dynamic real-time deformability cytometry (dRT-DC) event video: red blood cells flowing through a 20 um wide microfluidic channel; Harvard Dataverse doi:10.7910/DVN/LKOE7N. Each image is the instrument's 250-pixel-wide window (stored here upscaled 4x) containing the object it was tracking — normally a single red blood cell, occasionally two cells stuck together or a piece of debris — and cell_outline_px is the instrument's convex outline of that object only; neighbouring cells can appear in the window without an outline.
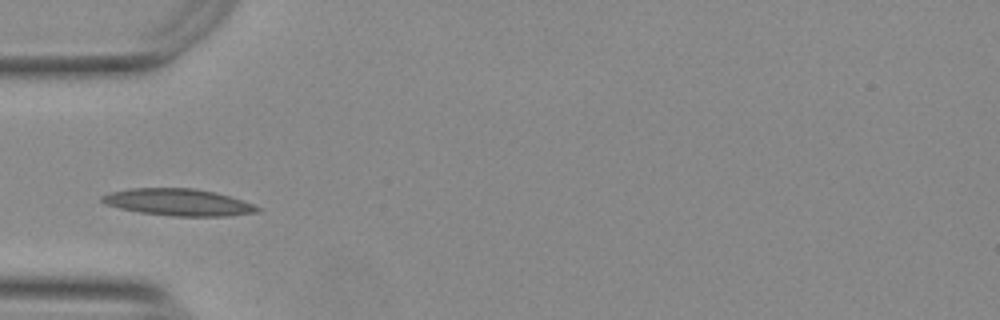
{"species": "Egyptian fruit bat (a non-hibernating species)", "species_latin": "Rousettus aegyptiacus", "temperature_condition": "warm", "stored_images_in_passage": 32, "camera_frame_rate_fps": 3000, "um_per_image_px": 0.085, "animal": {"sex": "female"}, "frame": {"image": 1, "passage_image": 1, "time_ms": 0.0, "image_size_px": [1000, 320], "cell_outline_px": [[264, 208], [260, 212], [228, 216], [172, 216], [136, 212], [104, 204], [100, 200], [100, 196], [108, 192], [128, 188], [192, 188], [216, 192]], "centroid_in_image_um": [15.12, 17.19], "position_along_channel_um": 69.9, "area_um2": 24.62}}
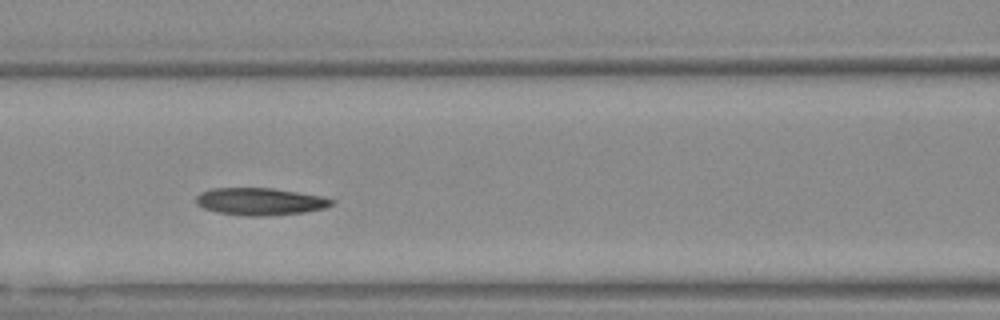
{"frame": {"image": 2, "passage_image": 7, "time_ms": 2.0, "image_size_px": [1000, 320], "cell_outline_px": [[336, 204], [324, 208], [304, 212], [264, 216], [244, 216], [220, 212], [204, 208], [196, 204], [196, 196], [200, 192], [212, 188], [272, 188], [320, 196], [336, 200]], "centroid_in_image_um": [22.11, 17.12], "position_along_channel_um": 144.5, "area_um2": 21.5}}
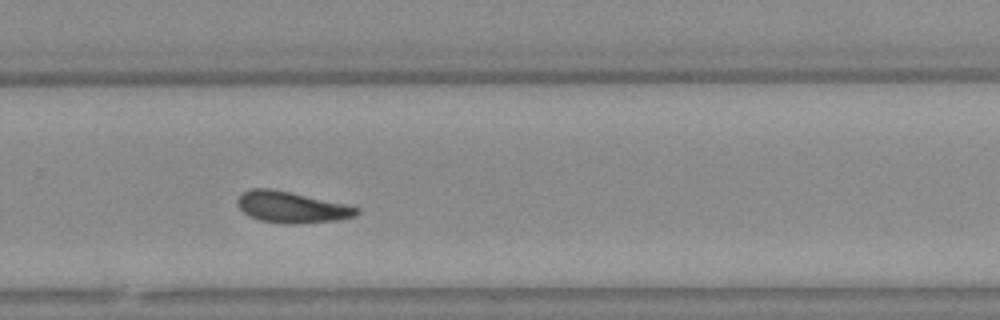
{"frame": {"image": 3, "passage_image": 20, "time_ms": 6.333, "image_size_px": [1000, 320], "cell_outline_px": [[360, 212], [356, 216], [340, 220], [296, 224], [280, 224], [260, 220], [248, 216], [236, 204], [236, 200], [240, 192], [252, 188], [268, 188], [348, 204], [360, 208]], "centroid_in_image_um": [24.79, 17.62], "position_along_channel_um": 305.0, "area_um2": 22.02}, "authors_computed_cell_mechanics": {"area_um2": 21.386, "velocity_mm_per_s": 3.7221, "shape_relaxation_time_tau1_ms": 10.6479, "shape_relaxation_time_tau2_ms": 4.2539, "deformation_change_tau1": 0.2351, "deformation_change_tau2": 0.1246}}